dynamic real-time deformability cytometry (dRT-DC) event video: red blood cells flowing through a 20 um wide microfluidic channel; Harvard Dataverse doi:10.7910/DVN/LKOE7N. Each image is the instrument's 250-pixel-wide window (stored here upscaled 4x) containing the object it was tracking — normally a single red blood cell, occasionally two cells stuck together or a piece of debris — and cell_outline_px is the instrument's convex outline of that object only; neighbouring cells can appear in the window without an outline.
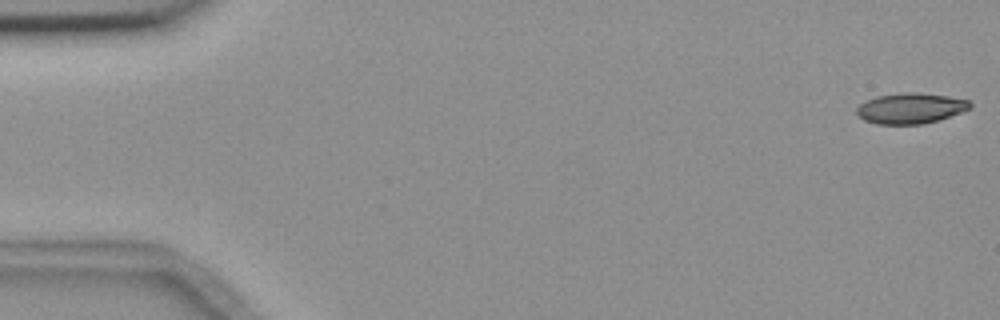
{"species": "common noctule bat (a hibernating species)", "species_latin": "Nyctalus noctula", "temperature_condition": "room temperature", "stored_images_in_passage": 55, "camera_frame_rate_fps": 3000, "um_per_image_px": 0.085, "animal": {"sex": "female", "body_mass_g": 18.4}, "frame": {"image": 1, "passage_image": 1, "time_ms": 0.0, "image_size_px": [1000, 320], "cell_outline_px": [[972, 108], [964, 112], [924, 124], [876, 124], [864, 120], [856, 112], [856, 108], [864, 100], [876, 96], [904, 92], [916, 92], [948, 96], [968, 100], [972, 104]], "centroid_in_image_um": [77.41, 9.2], "position_along_channel_um": 7.6, "area_um2": 20.4}}
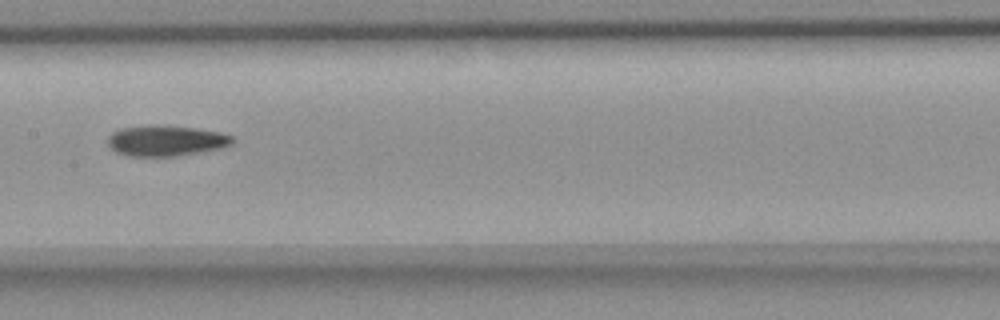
{"frame": {"image": 2, "passage_image": 28, "time_ms": 9.0, "image_size_px": [1000, 320], "cell_outline_px": [[236, 140], [232, 144], [220, 148], [180, 156], [128, 156], [116, 152], [108, 144], [108, 136], [112, 132], [120, 128], [164, 124], [196, 128], [220, 132], [232, 136]], "centroid_in_image_um": [14.12, 11.95], "position_along_channel_um": 193.3, "area_um2": 22.48}}
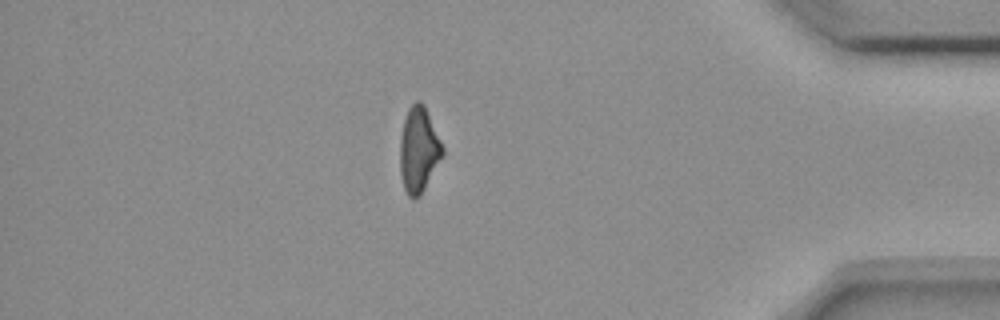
{"frame": {"image": 3, "passage_image": 48, "time_ms": 15.667, "image_size_px": [1000, 320], "cell_outline_px": [[444, 152], [420, 196], [412, 200], [408, 196], [404, 188], [400, 172], [400, 136], [404, 120], [408, 108], [416, 100], [420, 100], [424, 104], [444, 148]], "centroid_in_image_um": [35.57, 12.72], "position_along_channel_um": 399.6, "area_um2": 21.04}, "authors_computed_cell_mechanics": {"area_um2": 21.675, "velocity_mm_per_s": 3.6575, "shape_relaxation_time_tau1_ms": 8.392, "shape_relaxation_time_tau2_ms": null, "deformation_change_tau1": 0.1843, "deformation_change_tau2": null}}